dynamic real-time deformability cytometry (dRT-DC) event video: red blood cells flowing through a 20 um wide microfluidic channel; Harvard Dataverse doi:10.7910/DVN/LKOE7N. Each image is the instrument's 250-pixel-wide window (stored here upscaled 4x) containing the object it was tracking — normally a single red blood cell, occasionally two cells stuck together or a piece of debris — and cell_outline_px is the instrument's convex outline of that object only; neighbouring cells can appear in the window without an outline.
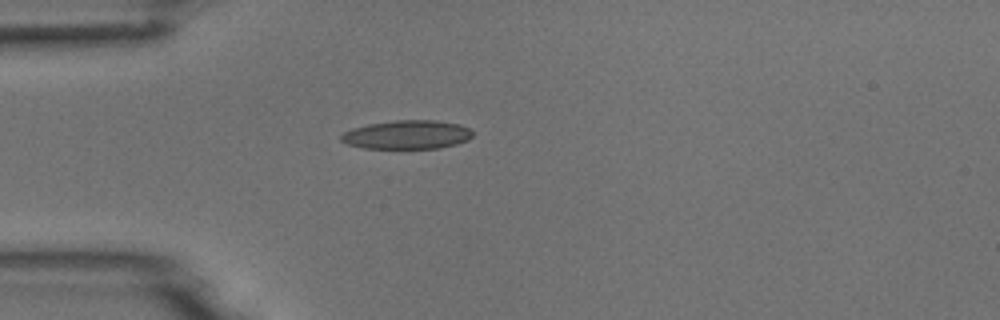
{"species": "common noctule bat (a hibernating species)", "species_latin": "Nyctalus noctula", "temperature_condition": "room temperature", "stored_images_in_passage": 1, "camera_frame_rate_fps": 3000, "um_per_image_px": 0.085, "animal": {"sex": "male", "body_mass_g": 18.8}, "frame": {"image": 1, "passage_image": 1, "time_ms": 0.0, "image_size_px": [1000, 320], "cell_outline_px": [[472, 136], [468, 140], [456, 144], [440, 148], [364, 148], [348, 144], [340, 140], [340, 136], [344, 132], [352, 128], [368, 124], [396, 120], [436, 120], [460, 124], [468, 128], [472, 132]], "centroid_in_image_um": [34.6, 11.44], "position_along_channel_um": 50.4, "area_um2": 22.02}}